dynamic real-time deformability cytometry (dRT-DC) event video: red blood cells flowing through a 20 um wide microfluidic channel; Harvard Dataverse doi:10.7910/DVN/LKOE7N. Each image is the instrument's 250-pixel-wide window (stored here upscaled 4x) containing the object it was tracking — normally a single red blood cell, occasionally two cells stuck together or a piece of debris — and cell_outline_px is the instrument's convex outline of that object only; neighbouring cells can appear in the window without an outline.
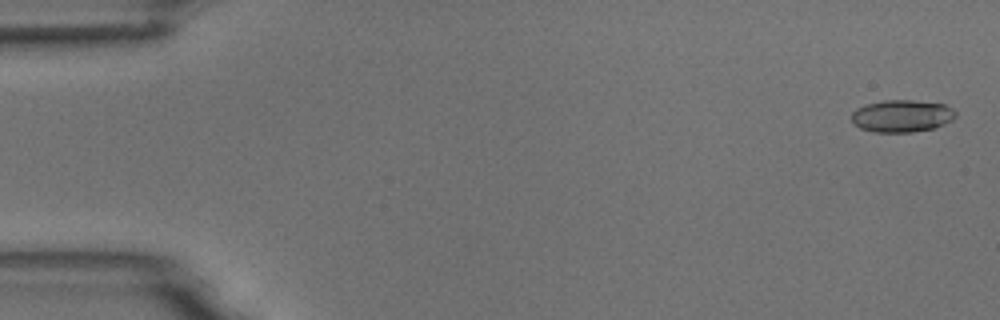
{"species": "common noctule bat (a hibernating species)", "species_latin": "Nyctalus noctula", "temperature_condition": "room temperature", "stored_images_in_passage": 5, "camera_frame_rate_fps": 3000, "um_per_image_px": 0.085, "animal": {"sex": "male", "body_mass_g": 18.8}, "frame": {"image": 1, "passage_image": 1, "time_ms": 0.0, "image_size_px": [1000, 320], "cell_outline_px": [[956, 116], [952, 120], [944, 124], [932, 128], [912, 132], [876, 132], [860, 128], [852, 124], [852, 112], [856, 108], [868, 104], [884, 100], [912, 100], [944, 104], [952, 108], [956, 112]], "centroid_in_image_um": [76.65, 9.86], "position_along_channel_um": 8.4, "area_um2": 19.54}}
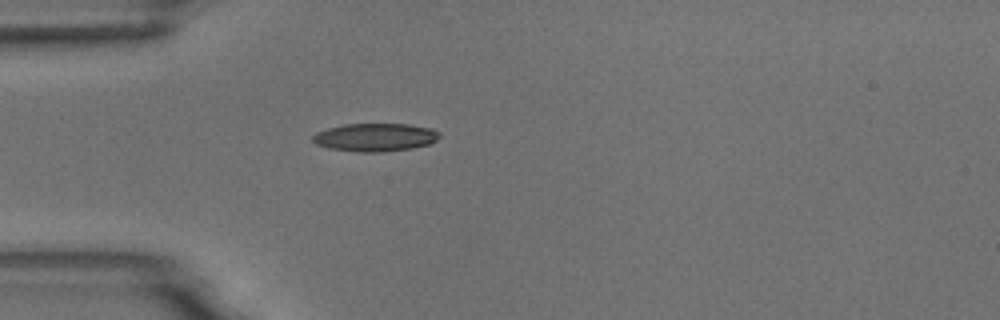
{"frame": {"image": 2, "passage_image": 5, "time_ms": 4.667, "image_size_px": [1000, 320], "cell_outline_px": [[440, 136], [436, 140], [428, 144], [412, 148], [384, 152], [356, 152], [328, 148], [316, 144], [312, 140], [312, 136], [316, 132], [328, 128], [344, 124], [408, 124], [432, 128], [440, 132]], "centroid_in_image_um": [31.88, 11.67], "position_along_channel_um": 53.1, "area_um2": 20.87}}